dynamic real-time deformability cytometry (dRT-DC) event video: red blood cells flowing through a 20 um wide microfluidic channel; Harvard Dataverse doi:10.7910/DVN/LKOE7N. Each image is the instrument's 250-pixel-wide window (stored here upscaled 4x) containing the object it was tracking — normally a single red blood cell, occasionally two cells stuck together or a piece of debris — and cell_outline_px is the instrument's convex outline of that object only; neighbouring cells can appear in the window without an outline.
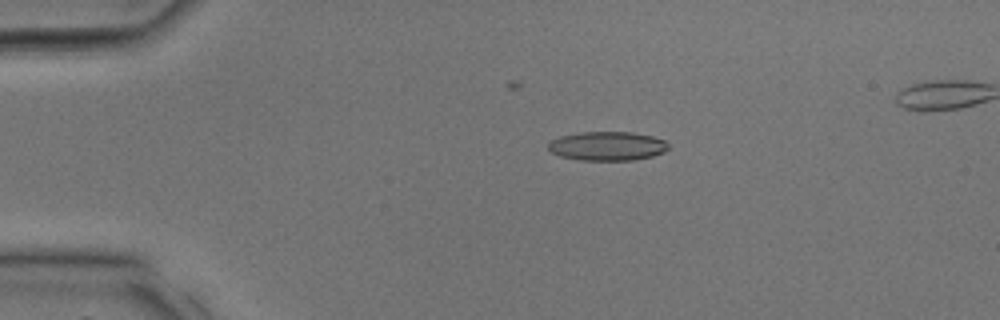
{"species": "common noctule bat (a hibernating species)", "species_latin": "Nyctalus noctula", "temperature_condition": "room temperature", "stored_images_in_passage": 29, "camera_frame_rate_fps": 3000, "um_per_image_px": 0.085, "animal": {"sex": "male", "body_mass_g": 17.9, "forearm_length_mm": 54.2}, "frame": {"image": 1, "passage_image": 4, "time_ms": 1.0, "image_size_px": [1000, 320], "cell_outline_px": [[668, 148], [664, 152], [652, 156], [632, 160], [580, 160], [560, 156], [552, 152], [548, 148], [548, 144], [552, 140], [560, 136], [580, 132], [632, 132], [652, 136], [664, 140], [668, 144]], "centroid_in_image_um": [51.62, 12.41], "position_along_channel_um": 33.4, "area_um2": 20.23}}
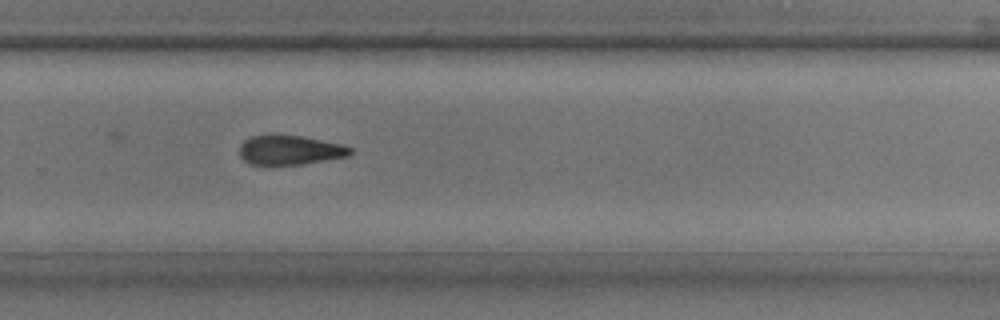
{"frame": {"image": 2, "passage_image": 19, "time_ms": 6.0, "image_size_px": [1000, 320], "cell_outline_px": [[352, 152], [348, 156], [300, 164], [248, 164], [240, 156], [240, 144], [244, 140], [252, 136], [304, 136], [344, 144], [352, 148]], "centroid_in_image_um": [24.67, 12.75], "position_along_channel_um": 305.1, "area_um2": 18.73}}
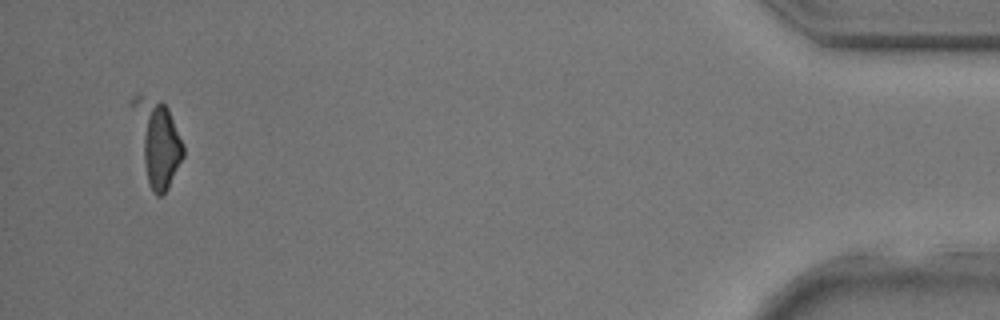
{"frame": {"image": 3, "passage_image": 28, "time_ms": 9.0, "image_size_px": [1000, 320], "cell_outline_px": [[184, 156], [168, 188], [160, 196], [156, 196], [148, 180], [128, 100], [132, 96], [140, 92], [160, 100], [168, 108], [184, 144]], "centroid_in_image_um": [13.34, 11.94], "position_along_channel_um": 421.9, "area_um2": 25.03}}